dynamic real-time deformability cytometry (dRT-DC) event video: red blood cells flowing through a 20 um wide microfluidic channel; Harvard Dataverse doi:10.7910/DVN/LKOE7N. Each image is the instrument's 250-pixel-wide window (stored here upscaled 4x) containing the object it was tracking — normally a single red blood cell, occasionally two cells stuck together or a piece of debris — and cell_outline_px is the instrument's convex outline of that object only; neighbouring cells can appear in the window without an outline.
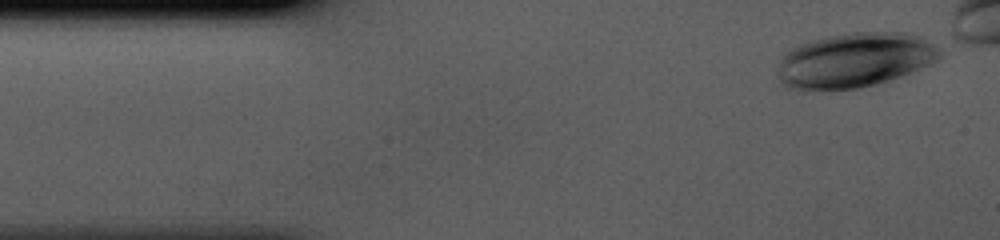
{"species": "human", "species_latin": "Homo sapiens", "temperature_condition": "cold", "stored_images_in_passage": 38, "camera_frame_rate_fps": 3000, "um_per_image_px": 0.085, "donor": {"sex": "male"}, "frame": {"image": 1, "passage_image": 1, "time_ms": 0.0, "image_size_px": [1000, 240], "cell_outline_px": [[940, 56], [936, 60], [928, 64], [888, 80], [876, 84], [860, 88], [804, 92], [796, 92], [784, 88], [780, 80], [780, 60], [792, 48], [800, 44], [812, 40], [828, 36], [852, 32], [908, 32], [940, 48]], "centroid_in_image_um": [72.57, 5.15], "position_along_channel_um": 12.4, "area_um2": 51.62}}
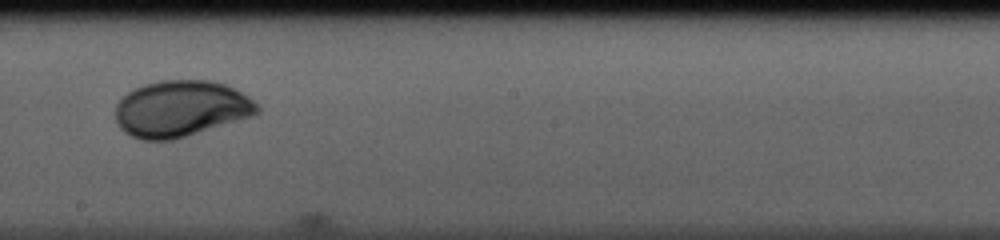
{"frame": {"image": 2, "passage_image": 22, "time_ms": 7.0, "image_size_px": [1000, 240], "cell_outline_px": [[260, 112], [252, 116], [172, 140], [140, 140], [124, 132], [120, 128], [116, 120], [116, 104], [128, 92], [144, 84], [160, 80], [212, 80], [236, 88], [248, 96], [260, 108]], "centroid_in_image_um": [15.37, 9.23], "position_along_channel_um": 232.8, "area_um2": 46.41}}
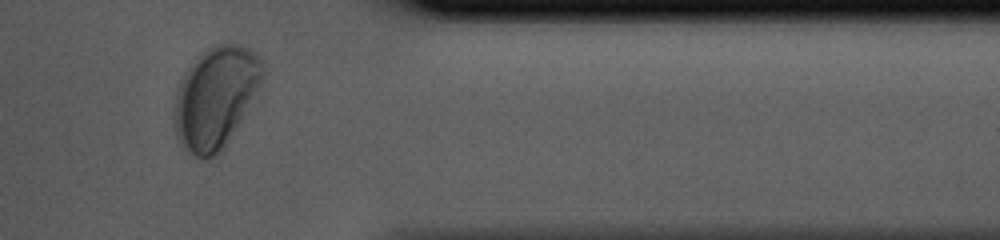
{"frame": {"image": 3, "passage_image": 34, "time_ms": 11.0, "image_size_px": [1000, 240], "cell_outline_px": [[264, 76], [260, 100], [224, 148], [216, 156], [208, 160], [200, 160], [180, 148], [172, 124], [172, 104], [176, 88], [188, 64], [208, 48], [216, 44], [240, 44], [256, 52], [264, 60]], "centroid_in_image_um": [18.37, 8.34], "position_along_channel_um": 393.0, "area_um2": 55.55}}